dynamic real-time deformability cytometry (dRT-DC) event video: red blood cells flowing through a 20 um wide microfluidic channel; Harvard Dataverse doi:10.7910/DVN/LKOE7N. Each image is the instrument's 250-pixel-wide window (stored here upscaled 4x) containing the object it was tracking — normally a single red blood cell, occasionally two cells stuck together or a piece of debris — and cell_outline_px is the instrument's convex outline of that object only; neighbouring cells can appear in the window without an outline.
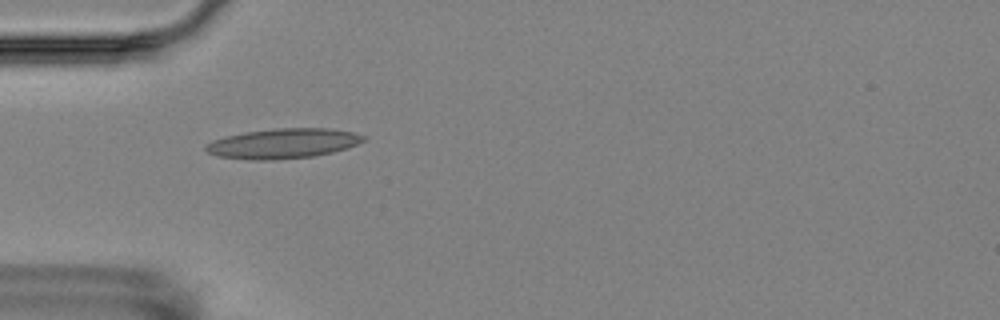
{"species": "Egyptian fruit bat (a non-hibernating species)", "species_latin": "Rousettus aegyptiacus", "temperature_condition": "room temperature", "stored_images_in_passage": 3, "camera_frame_rate_fps": 3000, "um_per_image_px": 0.085, "animal": {"sex": "female"}, "frame": {"image": 1, "passage_image": 2, "time_ms": 1.333, "image_size_px": [1000, 320], "cell_outline_px": [[364, 140], [348, 148], [332, 152], [312, 156], [272, 160], [252, 160], [220, 156], [208, 152], [204, 148], [204, 144], [212, 140], [224, 136], [244, 132], [276, 128], [328, 128], [352, 132], [364, 136]], "centroid_in_image_um": [24.01, 12.19], "position_along_channel_um": 61.0, "area_um2": 27.4}}